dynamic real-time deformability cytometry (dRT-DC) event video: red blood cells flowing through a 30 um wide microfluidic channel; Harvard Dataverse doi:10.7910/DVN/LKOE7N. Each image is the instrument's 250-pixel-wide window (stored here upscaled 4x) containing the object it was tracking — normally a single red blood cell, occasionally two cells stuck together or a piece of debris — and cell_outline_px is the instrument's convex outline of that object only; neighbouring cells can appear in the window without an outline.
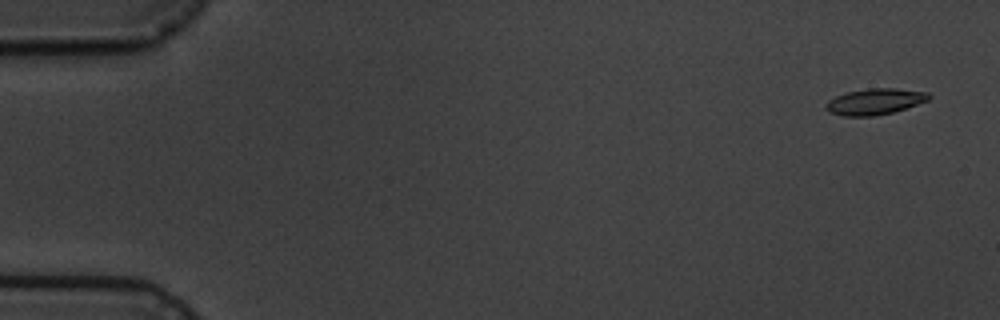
{"species": "common noctule bat (a hibernating species)", "species_latin": "Nyctalus noctula", "temperature_condition": "cold", "stored_images_in_passage": 15, "camera_frame_rate_fps": 3000, "um_per_image_px": 0.085, "animal": {"sex": "male", "body_mass_g": 19.5, "forearm_length_mm": 54.6}, "frame": {"image": 1, "passage_image": 1, "time_ms": 0.0, "image_size_px": [1000, 320], "cell_outline_px": [[932, 96], [928, 100], [892, 112], [872, 116], [844, 116], [828, 112], [824, 108], [824, 104], [828, 100], [836, 96], [848, 92], [868, 88], [896, 88], [928, 92]], "centroid_in_image_um": [74.32, 8.63], "position_along_channel_um": 10.7, "area_um2": 15.61}}
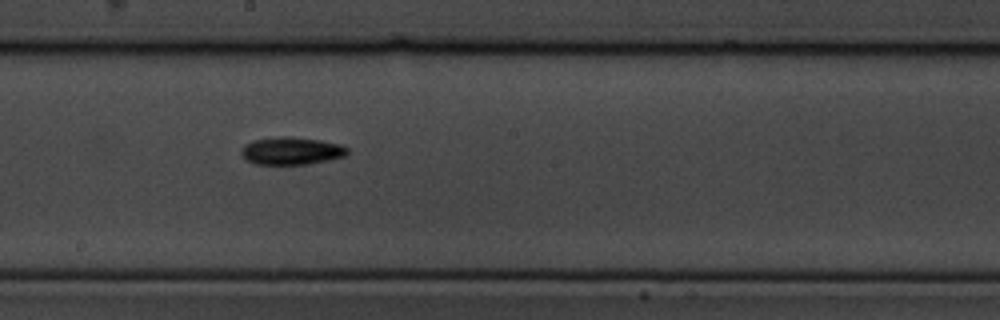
{"frame": {"image": 2, "passage_image": 9, "time_ms": 9.667, "image_size_px": [1000, 320], "cell_outline_px": [[348, 152], [344, 156], [328, 160], [308, 164], [256, 164], [244, 160], [240, 152], [244, 144], [252, 140], [280, 136], [288, 136], [320, 140], [340, 144], [348, 148]], "centroid_in_image_um": [24.72, 12.82], "position_along_channel_um": 223.5, "area_um2": 17.17}}
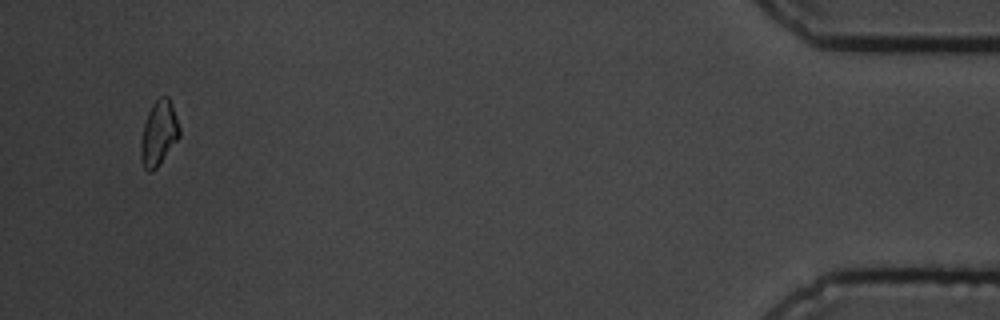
{"frame": {"image": 3, "passage_image": 15, "time_ms": 17.333, "image_size_px": [1000, 320], "cell_outline_px": [[180, 136], [156, 168], [152, 172], [148, 172], [144, 168], [140, 156], [140, 140], [144, 124], [148, 112], [152, 104], [160, 96], [168, 96], [176, 116], [180, 128]], "centroid_in_image_um": [13.48, 11.33], "position_along_channel_um": 421.7, "area_um2": 14.51}, "authors_computed_cell_mechanics": {"area_um2": 15.4326, "velocity_mm_per_s": 3.5761, "shape_relaxation_time_tau1_ms": 2.5192, "shape_relaxation_time_tau2_ms": 6.2681, "deformation_change_tau1": 0.1261, "deformation_change_tau2": 0.113}}